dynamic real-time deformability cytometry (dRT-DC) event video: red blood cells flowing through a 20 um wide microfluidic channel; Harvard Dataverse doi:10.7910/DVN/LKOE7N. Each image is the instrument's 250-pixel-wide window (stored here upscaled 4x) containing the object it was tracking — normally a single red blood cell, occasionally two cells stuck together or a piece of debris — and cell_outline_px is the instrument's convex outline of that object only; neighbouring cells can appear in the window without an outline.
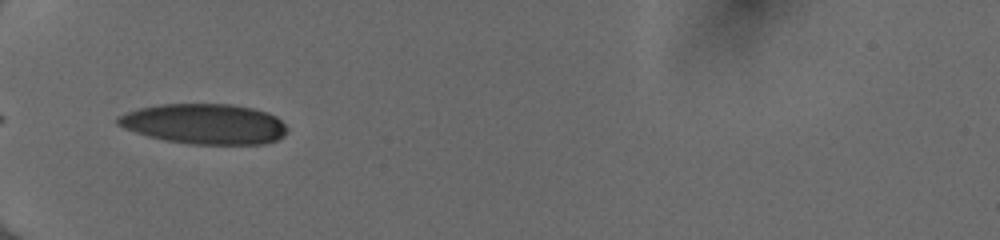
{"species": "human", "species_latin": "Homo sapiens", "temperature_condition": "cold", "stored_images_in_passage": 22, "camera_frame_rate_fps": 3000, "um_per_image_px": 0.085, "donor": {"sex": "female"}, "frame": {"image": 1, "passage_image": 1, "time_ms": 0.0, "image_size_px": [1000, 240], "cell_outline_px": [[288, 132], [284, 136], [276, 140], [264, 144], [188, 144], [164, 140], [148, 136], [124, 128], [116, 124], [116, 116], [140, 108], [160, 104], [232, 104], [252, 108], [268, 112], [276, 116], [288, 128]], "centroid_in_image_um": [17.4, 10.54], "position_along_channel_um": 67.6, "area_um2": 39.94}}
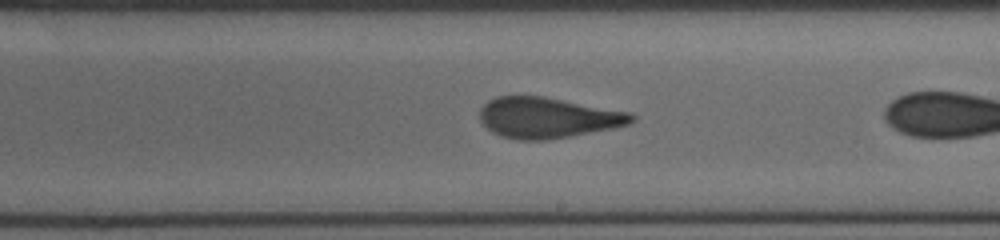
{"frame": {"image": 2, "passage_image": 12, "time_ms": 3.667, "image_size_px": [1000, 240], "cell_outline_px": [[636, 120], [628, 124], [616, 128], [544, 140], [516, 140], [500, 136], [492, 132], [480, 120], [480, 108], [488, 100], [496, 96], [544, 96], [632, 112], [636, 116]], "centroid_in_image_um": [46.58, 10.0], "position_along_channel_um": 242.4, "area_um2": 36.24}}
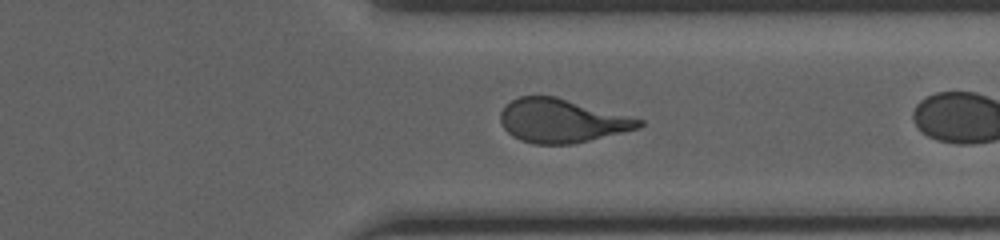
{"frame": {"image": 3, "passage_image": 21, "time_ms": 6.667, "image_size_px": [1000, 240], "cell_outline_px": [[644, 124], [640, 128], [572, 144], [532, 144], [520, 140], [512, 136], [504, 128], [500, 120], [500, 112], [512, 100], [520, 96], [556, 96], [644, 120]], "centroid_in_image_um": [47.74, 10.27], "position_along_channel_um": 363.7, "area_um2": 35.08}}